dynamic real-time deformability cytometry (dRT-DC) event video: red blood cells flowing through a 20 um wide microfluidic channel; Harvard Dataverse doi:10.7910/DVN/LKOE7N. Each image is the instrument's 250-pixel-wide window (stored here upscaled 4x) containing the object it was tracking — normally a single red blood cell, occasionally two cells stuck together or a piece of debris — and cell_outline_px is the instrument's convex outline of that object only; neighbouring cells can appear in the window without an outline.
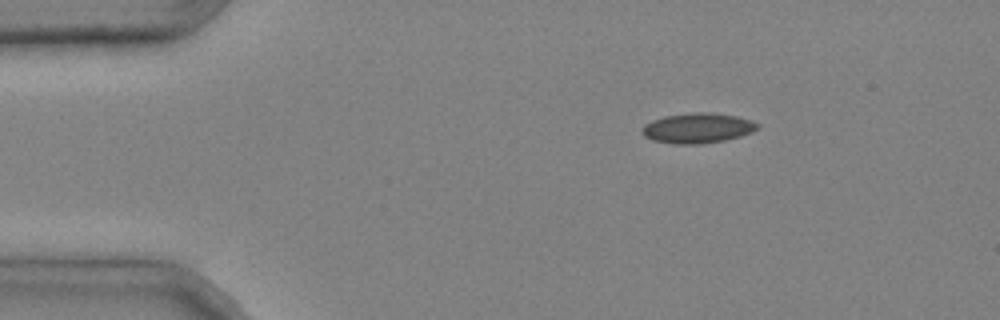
{"species": "common noctule bat (a hibernating species)", "species_latin": "Nyctalus noctula", "temperature_condition": "cold", "stored_images_in_passage": 4, "camera_frame_rate_fps": 3000, "um_per_image_px": 0.085, "animal": {"sex": "male", "body_mass_g": 20.4}, "frame": {"image": 1, "passage_image": 1, "time_ms": 0.0, "image_size_px": [1000, 320], "cell_outline_px": [[760, 128], [752, 132], [740, 136], [724, 140], [700, 144], [672, 144], [652, 140], [644, 136], [640, 132], [640, 128], [644, 124], [652, 120], [664, 116], [692, 112], [712, 112], [736, 116], [752, 120], [760, 124]], "centroid_in_image_um": [59.28, 10.88], "position_along_channel_um": 25.7, "area_um2": 20.58}}
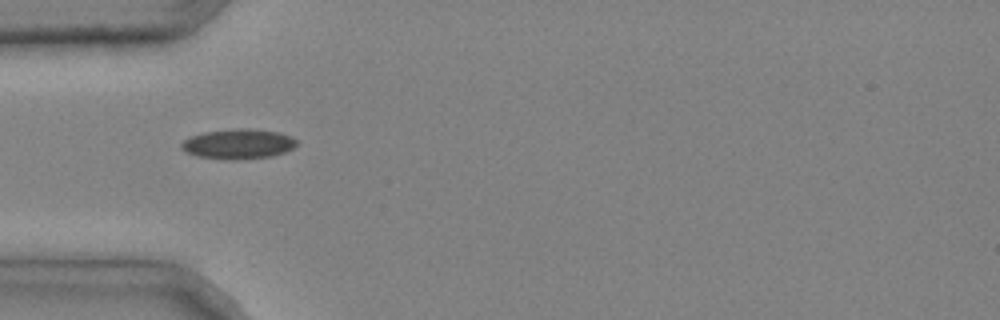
{"frame": {"image": 2, "passage_image": 3, "time_ms": 0.667, "image_size_px": [1000, 320], "cell_outline_px": [[300, 140], [292, 148], [284, 152], [272, 156], [236, 160], [228, 160], [196, 156], [180, 148], [180, 144], [188, 136], [204, 132], [240, 128], [248, 128], [280, 132], [292, 136]], "centroid_in_image_um": [20.26, 12.23], "position_along_channel_um": 64.7, "area_um2": 20.35}}